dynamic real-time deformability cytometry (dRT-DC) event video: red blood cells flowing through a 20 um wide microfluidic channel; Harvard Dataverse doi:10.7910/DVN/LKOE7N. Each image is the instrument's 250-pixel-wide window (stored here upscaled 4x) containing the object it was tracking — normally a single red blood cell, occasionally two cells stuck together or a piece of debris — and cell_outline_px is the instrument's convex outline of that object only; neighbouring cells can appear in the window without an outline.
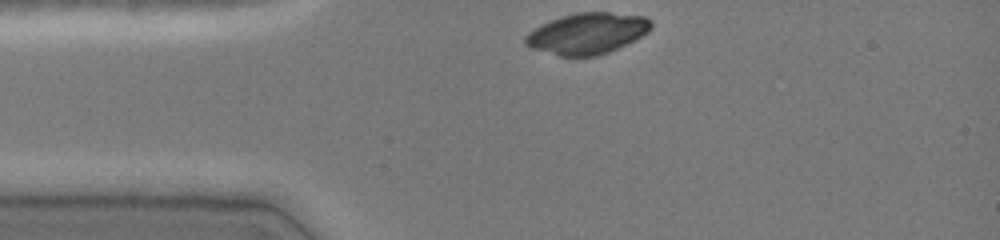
{"species": "common noctule bat (a hibernating species)", "species_latin": "Nyctalus noctula", "temperature_condition": "cold", "stored_images_in_passage": 8, "camera_frame_rate_fps": 3000, "um_per_image_px": 0.085, "animal": {"sex": "female", "body_mass_g": 19.0, "forearm_length_mm": 51.5}, "frame": {"image": 1, "passage_image": 1, "time_ms": 0.0, "image_size_px": [1000, 240], "cell_outline_px": [[652, 28], [648, 32], [608, 52], [596, 56], [560, 56], [532, 48], [524, 44], [524, 36], [528, 32], [560, 16], [576, 12], [608, 12], [644, 16], [652, 20]], "centroid_in_image_um": [49.91, 2.83], "position_along_channel_um": 35.1, "area_um2": 29.82}}